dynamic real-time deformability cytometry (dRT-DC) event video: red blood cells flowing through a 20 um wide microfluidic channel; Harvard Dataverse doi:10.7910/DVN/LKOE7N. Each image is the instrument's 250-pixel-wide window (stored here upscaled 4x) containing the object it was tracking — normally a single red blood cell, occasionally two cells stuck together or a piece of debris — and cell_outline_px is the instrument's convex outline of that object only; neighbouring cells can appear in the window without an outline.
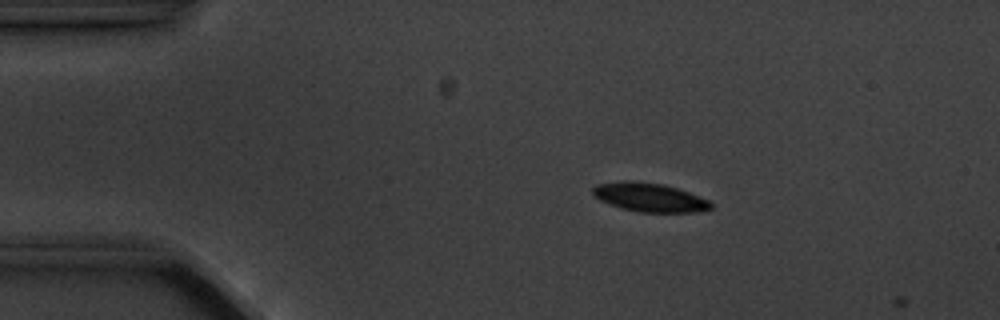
{"species": "common noctule bat (a hibernating species)", "species_latin": "Nyctalus noctula", "temperature_condition": "cold", "stored_images_in_passage": 4, "camera_frame_rate_fps": 3000, "um_per_image_px": 0.085, "animal": {"sex": "male", "body_mass_g": 20.1, "forearm_length_mm": 53.5}, "frame": {"image": 1, "passage_image": 3, "time_ms": 2.0, "image_size_px": [1000, 320], "cell_outline_px": [[712, 208], [700, 212], [640, 212], [620, 208], [608, 204], [600, 200], [592, 192], [592, 188], [596, 184], [624, 180], [632, 180], [664, 184], [688, 192], [708, 200], [712, 204]], "centroid_in_image_um": [55.18, 16.77], "position_along_channel_um": 29.8, "area_um2": 19.88}}